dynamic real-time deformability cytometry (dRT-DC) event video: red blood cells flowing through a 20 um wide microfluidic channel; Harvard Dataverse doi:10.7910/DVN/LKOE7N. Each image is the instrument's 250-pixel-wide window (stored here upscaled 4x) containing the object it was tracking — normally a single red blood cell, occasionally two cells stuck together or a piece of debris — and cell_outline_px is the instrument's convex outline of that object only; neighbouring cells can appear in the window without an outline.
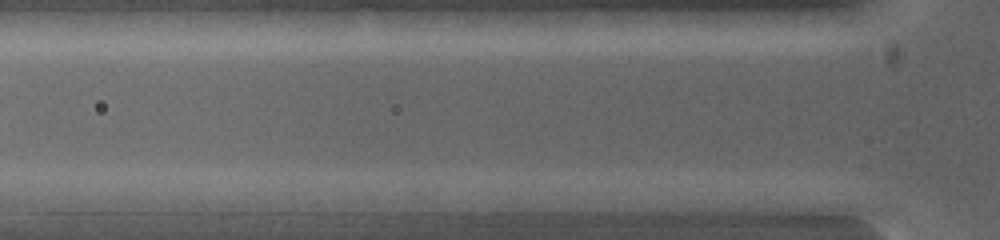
{"species": "common noctule bat (a hibernating species)", "species_latin": "Nyctalus noctula", "temperature_condition": "warm", "stored_images_in_passage": 2, "camera_frame_rate_fps": 5000, "um_per_image_px": 0.085, "animal": {"sex": "female", "body_mass_g": 19.0, "forearm_length_mm": 53.3}, "frame": {"image": 1, "passage_image": 2, "time_ms": 0.4, "image_size_px": [1000, 240], "cell_outline_px": [[604, 200], [596, 208], [576, 212], [496, 212], [492, 200], [584, 192]], "centroid_in_image_um": [46.67, 17.29], "position_along_channel_um": 79.1, "area_um2": 12.02}}